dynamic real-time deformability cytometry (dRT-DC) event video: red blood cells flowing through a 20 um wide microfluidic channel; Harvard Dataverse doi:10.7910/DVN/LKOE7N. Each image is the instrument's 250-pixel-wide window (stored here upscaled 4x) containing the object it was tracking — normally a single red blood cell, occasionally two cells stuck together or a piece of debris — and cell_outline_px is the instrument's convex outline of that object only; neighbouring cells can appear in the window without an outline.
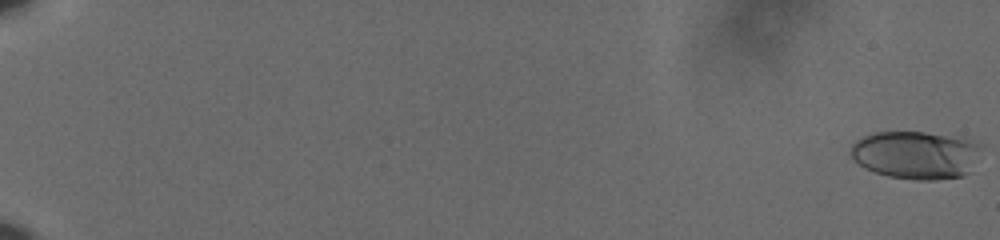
{"species": "human", "species_latin": "Homo sapiens", "temperature_condition": "cold", "stored_images_in_passage": 61, "camera_frame_rate_fps": 3000, "um_per_image_px": 0.085, "donor": {"sex": "male"}, "frame": {"image": 1, "passage_image": 1, "time_ms": 0.0, "image_size_px": [1000, 240], "cell_outline_px": [[980, 148], [968, 172], [964, 176], [932, 180], [916, 180], [888, 176], [864, 168], [848, 152], [852, 144], [856, 140], [872, 132], [924, 132], [964, 136], [980, 144]], "centroid_in_image_um": [77.83, 13.14], "position_along_channel_um": 7.2, "area_um2": 36.59}}
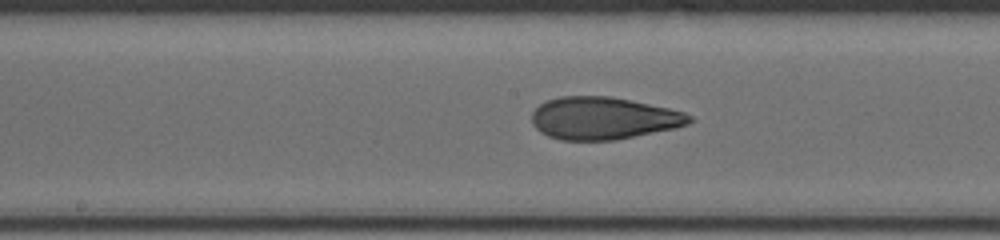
{"frame": {"image": 2, "passage_image": 36, "time_ms": 11.667, "image_size_px": [1000, 240], "cell_outline_px": [[696, 120], [688, 124], [676, 128], [616, 140], [560, 140], [548, 136], [540, 132], [532, 124], [532, 112], [540, 104], [548, 100], [560, 96], [608, 96], [668, 108], [684, 112], [692, 116]], "centroid_in_image_um": [51.29, 10.06], "position_along_channel_um": 196.9, "area_um2": 38.96}}
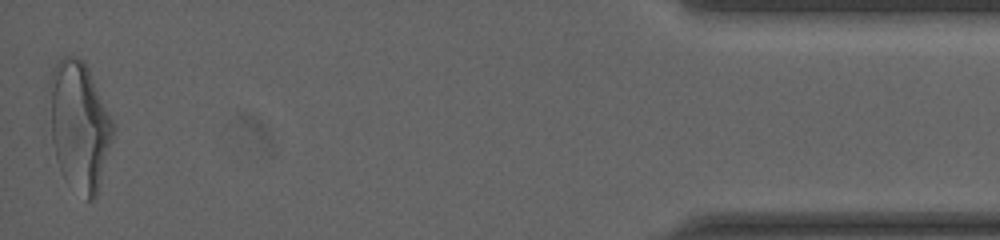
{"frame": {"image": 3, "passage_image": 61, "time_ms": 20.0, "image_size_px": [1000, 240], "cell_outline_px": [[116, 128], [96, 196], [92, 200], [88, 200], [56, 156], [52, 140], [48, 84], [48, 80], [52, 68], [64, 56], [76, 56], [84, 60], [88, 68]], "centroid_in_image_um": [6.76, 10.51], "position_along_channel_um": 428.4, "area_um2": 46.18}, "authors_computed_cell_mechanics": {"area_um2": 38.148, "velocity_mm_per_s": 3.638, "shape_relaxation_time_tau1_ms": 4.4642, "shape_relaxation_time_tau2_ms": 1.4209, "deformation_change_tau1": 0.192, "deformation_change_tau2": 0.0772}}